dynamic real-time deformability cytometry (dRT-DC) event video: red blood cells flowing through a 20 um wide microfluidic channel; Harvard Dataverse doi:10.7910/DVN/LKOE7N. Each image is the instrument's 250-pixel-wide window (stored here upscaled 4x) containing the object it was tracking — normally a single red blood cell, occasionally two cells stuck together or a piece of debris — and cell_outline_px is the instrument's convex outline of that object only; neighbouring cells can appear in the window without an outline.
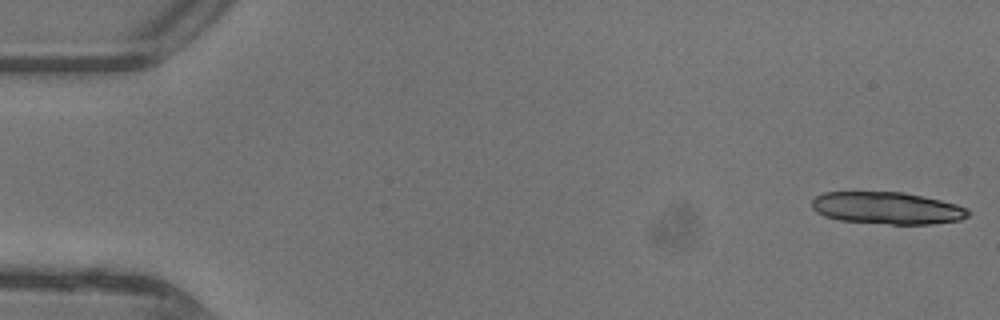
{"species": "common noctule bat (a hibernating species)", "species_latin": "Nyctalus noctula", "temperature_condition": "warm", "stored_images_in_passage": 46, "segment_of_instrument_passage": [1, 2], "camera_frame_rate_fps": 3000, "um_per_image_px": 0.085, "animal": {"sex": "female"}, "frame": {"image": 1, "passage_image": 1, "time_ms": 0.0, "image_size_px": [1000, 320], "cell_outline_px": [[968, 216], [960, 220], [932, 224], [892, 224], [840, 220], [824, 216], [816, 212], [812, 208], [812, 200], [816, 196], [824, 192], [904, 192], [940, 200], [956, 204], [968, 208]], "centroid_in_image_um": [75.4, 17.68], "position_along_channel_um": 9.6, "area_um2": 29.19}}